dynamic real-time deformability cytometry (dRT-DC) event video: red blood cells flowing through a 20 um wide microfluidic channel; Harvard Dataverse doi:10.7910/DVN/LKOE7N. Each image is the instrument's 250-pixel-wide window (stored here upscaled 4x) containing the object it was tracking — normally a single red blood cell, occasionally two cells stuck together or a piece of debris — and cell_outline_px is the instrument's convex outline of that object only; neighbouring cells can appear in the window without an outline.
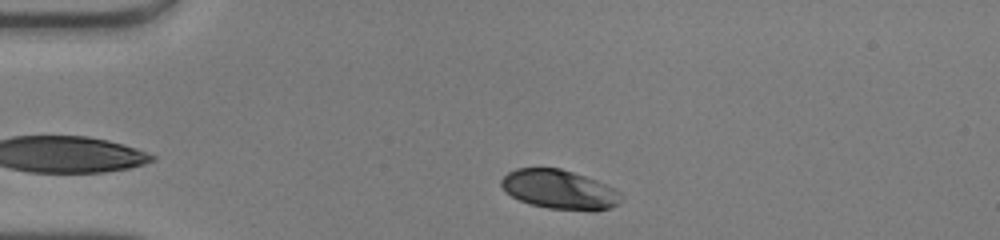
{"species": "human", "species_latin": "Homo sapiens", "temperature_condition": "warm", "stored_images_in_passage": 33, "camera_frame_rate_fps": 3000, "um_per_image_px": 0.085, "donor": {"sex": "male"}, "frame": {"image": 1, "passage_image": 2, "time_ms": 0.333, "image_size_px": [1000, 240], "cell_outline_px": [[624, 200], [620, 204], [612, 208], [596, 212], [548, 208], [528, 204], [504, 192], [500, 184], [500, 180], [508, 172], [516, 168], [560, 168], [608, 184], [616, 188], [620, 192]], "centroid_in_image_um": [47.6, 16.13], "position_along_channel_um": 37.4, "area_um2": 28.03}}
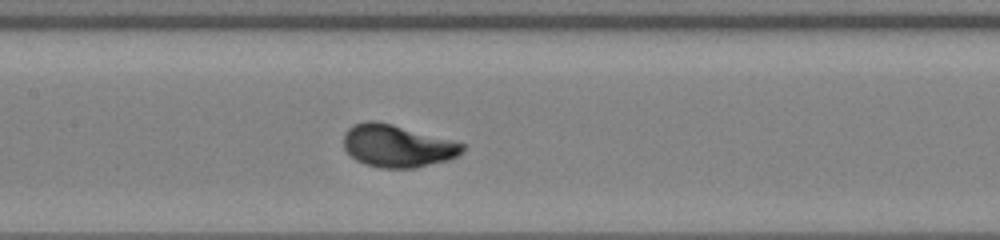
{"frame": {"image": 2, "passage_image": 15, "time_ms": 4.667, "image_size_px": [1000, 240], "cell_outline_px": [[464, 152], [448, 160], [416, 168], [380, 168], [364, 164], [356, 160], [344, 148], [344, 132], [352, 124], [368, 120], [372, 120], [392, 124], [452, 140], [464, 144]], "centroid_in_image_um": [33.75, 12.41], "position_along_channel_um": 173.6, "area_um2": 29.42}}
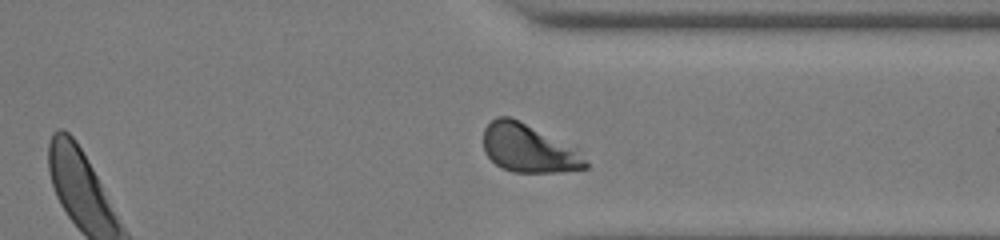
{"frame": {"image": 3, "passage_image": 29, "time_ms": 9.333, "image_size_px": [1000, 240], "cell_outline_px": [[588, 168], [560, 172], [512, 172], [500, 168], [484, 152], [484, 128], [496, 116], [508, 116], [520, 120], [572, 152], [584, 160], [588, 164]], "centroid_in_image_um": [44.75, 12.63], "position_along_channel_um": 366.7, "area_um2": 27.11}, "authors_computed_cell_mechanics": {"area_um2": 28.611, "velocity_mm_per_s": 4.1299, "shape_relaxation_time_tau1_ms": 1.986, "shape_relaxation_time_tau2_ms": null, "deformation_change_tau1": 0.1413, "deformation_change_tau2": null}}